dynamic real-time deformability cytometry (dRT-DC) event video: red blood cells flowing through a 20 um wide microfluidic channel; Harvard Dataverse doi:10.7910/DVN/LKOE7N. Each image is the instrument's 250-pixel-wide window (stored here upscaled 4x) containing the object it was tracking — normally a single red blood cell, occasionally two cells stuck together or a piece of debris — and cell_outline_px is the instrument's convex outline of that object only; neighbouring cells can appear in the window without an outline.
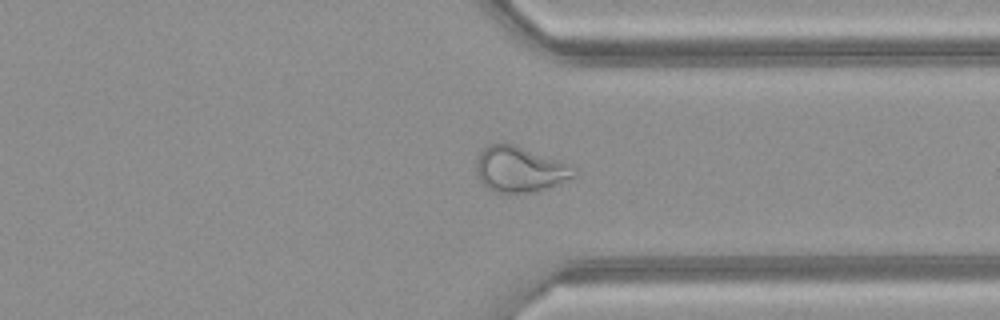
{"species": "common noctule bat (a hibernating species)", "species_latin": "Nyctalus noctula", "temperature_condition": "warm", "stored_images_in_passage": 47, "camera_frame_rate_fps": 3000, "um_per_image_px": 0.085, "animal": {"sex": "female", "body_mass_g": 21.9}, "frame": {"image": 1, "passage_image": 35, "time_ms": 11.333, "image_size_px": [1000, 320], "cell_outline_px": [[576, 176], [548, 188], [536, 192], [496, 192], [484, 188], [476, 172], [476, 156], [488, 144], [500, 140], [516, 144], [568, 164], [576, 168]], "centroid_in_image_um": [44.13, 14.36], "position_along_channel_um": 367.3, "area_um2": 26.47}}
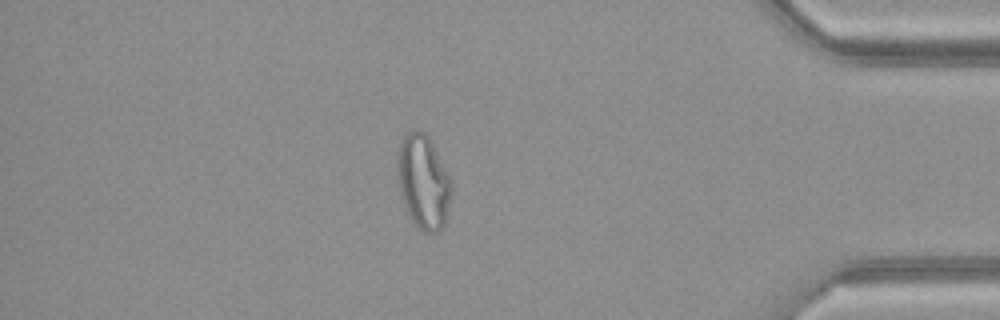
{"frame": {"image": 2, "passage_image": 40, "time_ms": 13.0, "image_size_px": [1000, 320], "cell_outline_px": [[452, 188], [444, 224], [440, 232], [424, 232], [408, 216], [404, 208], [400, 192], [396, 172], [396, 152], [400, 140], [412, 128], [416, 128], [424, 132], [428, 136], [452, 180]], "centroid_in_image_um": [35.94, 15.41], "position_along_channel_um": 399.3, "area_um2": 30.06}, "authors_computed_cell_mechanics": {"area_um2": 29.767, "velocity_mm_per_s": 4.1799, "shape_relaxation_time_tau1_ms": null, "shape_relaxation_time_tau2_ms": 1.0904, "deformation_change_tau1": null, "deformation_change_tau2": 0.0793}}